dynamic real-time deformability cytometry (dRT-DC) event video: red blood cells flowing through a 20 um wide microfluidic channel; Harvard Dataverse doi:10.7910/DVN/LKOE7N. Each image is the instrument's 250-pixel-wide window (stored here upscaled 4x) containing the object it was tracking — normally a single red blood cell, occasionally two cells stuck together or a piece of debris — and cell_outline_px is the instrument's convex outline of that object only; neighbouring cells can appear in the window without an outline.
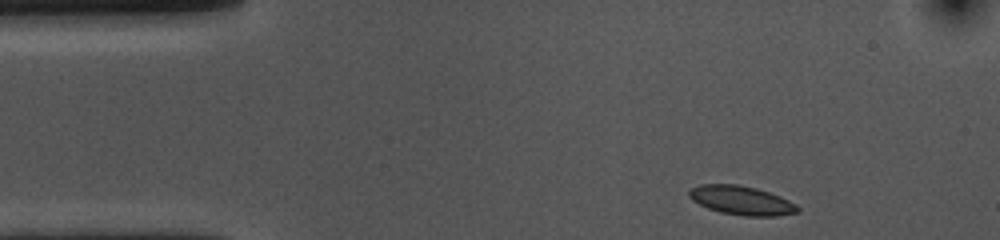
{"species": "common noctule bat (a hibernating species)", "species_latin": "Nyctalus noctula", "temperature_condition": "cold", "stored_images_in_passage": 42, "camera_frame_rate_fps": 3000, "um_per_image_px": 0.085, "animal": {"sex": "female", "body_mass_g": 10.0, "forearm_length_mm": 53.1}, "frame": {"image": 1, "passage_image": 1, "time_ms": 0.0, "image_size_px": [1000, 240], "cell_outline_px": [[800, 212], [776, 216], [744, 216], [720, 212], [708, 208], [692, 200], [688, 196], [688, 192], [692, 188], [700, 184], [736, 184], [756, 188], [780, 196], [796, 204], [800, 208]], "centroid_in_image_um": [63.03, 17.04], "position_along_channel_um": 22.0, "area_um2": 18.32}}
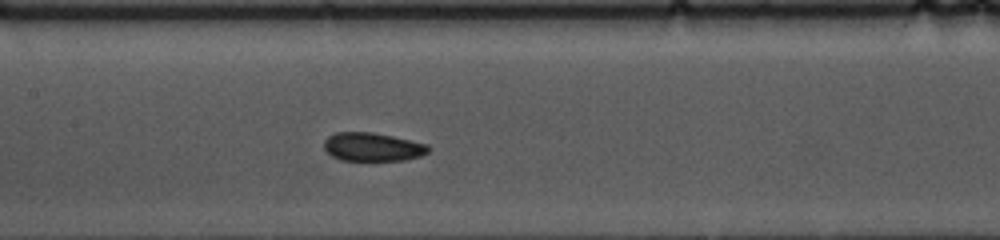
{"frame": {"image": 2, "passage_image": 19, "time_ms": 6.0, "image_size_px": [1000, 240], "cell_outline_px": [[432, 148], [428, 152], [420, 156], [404, 160], [340, 160], [332, 156], [324, 148], [324, 140], [328, 136], [336, 132], [372, 132], [392, 136], [428, 144]], "centroid_in_image_um": [31.68, 12.48], "position_along_channel_um": 175.7, "area_um2": 17.34}}
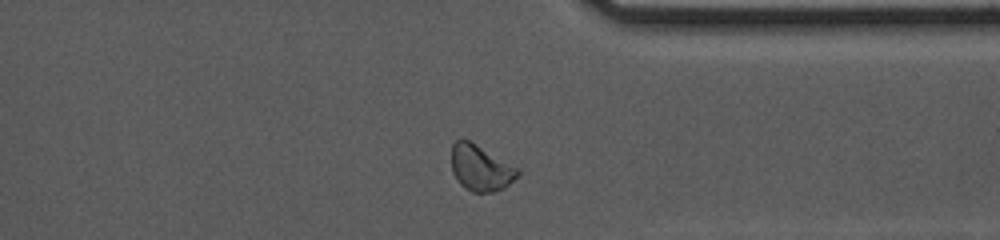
{"frame": {"image": 3, "passage_image": 36, "time_ms": 11.667, "image_size_px": [1000, 240], "cell_outline_px": [[520, 176], [504, 188], [492, 192], [472, 192], [464, 188], [460, 184], [452, 172], [452, 144], [456, 140], [468, 140], [516, 168], [520, 172]], "centroid_in_image_um": [40.83, 14.32], "position_along_channel_um": 370.6, "area_um2": 17.34}, "authors_computed_cell_mechanics": {"area_um2": 17.7446, "velocity_mm_per_s": 3.5239, "shape_relaxation_time_tau1_ms": 2.4116, "shape_relaxation_time_tau2_ms": 2.3284, "deformation_change_tau1": 0.0856, "deformation_change_tau2": 0.0738}}